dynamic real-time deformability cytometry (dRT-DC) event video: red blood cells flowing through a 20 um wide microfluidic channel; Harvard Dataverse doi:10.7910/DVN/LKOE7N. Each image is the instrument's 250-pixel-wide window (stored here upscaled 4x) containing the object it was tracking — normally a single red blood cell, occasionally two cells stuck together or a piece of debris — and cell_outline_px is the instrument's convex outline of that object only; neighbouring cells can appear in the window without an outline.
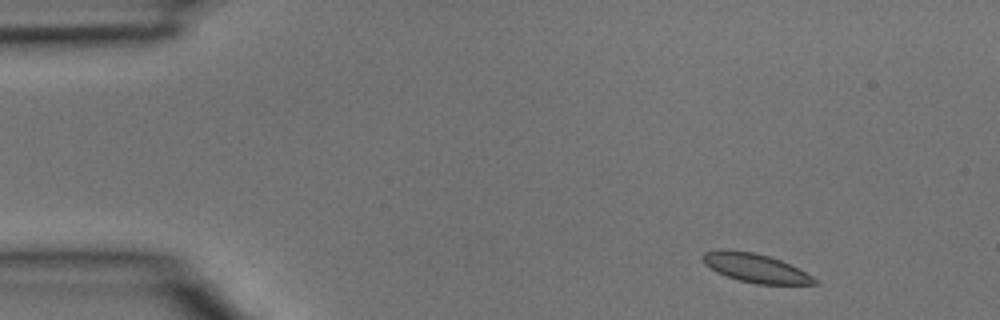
{"species": "common noctule bat (a hibernating species)", "species_latin": "Nyctalus noctula", "temperature_condition": "room temperature", "stored_images_in_passage": 4, "camera_frame_rate_fps": 3000, "um_per_image_px": 0.085, "animal": {"sex": "male", "body_mass_g": 15.6}, "frame": {"image": 1, "passage_image": 1, "time_ms": 0.0, "image_size_px": [1000, 320], "cell_outline_px": [[820, 284], [756, 284], [740, 280], [716, 272], [704, 264], [700, 260], [700, 256], [704, 252], [716, 248], [720, 248], [752, 252], [768, 256], [780, 260], [812, 276]], "centroid_in_image_um": [64.11, 22.75], "position_along_channel_um": 20.9, "area_um2": 18.73}}
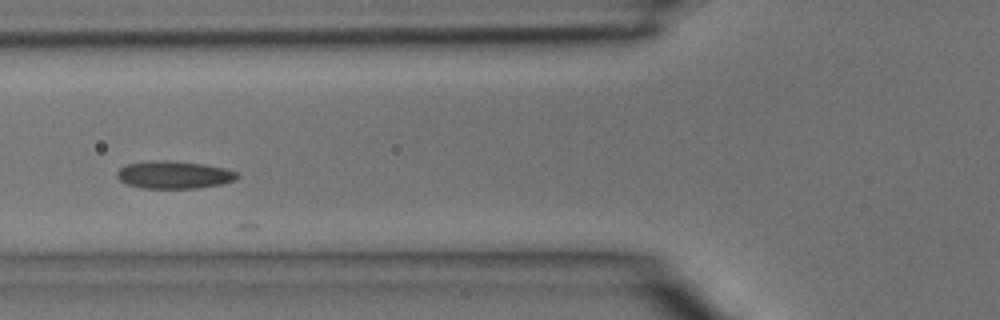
{"frame": {"image": 2, "passage_image": 4, "time_ms": 1.0, "image_size_px": [1000, 320], "cell_outline_px": [[240, 176], [236, 180], [220, 184], [196, 188], [144, 188], [124, 184], [116, 176], [116, 172], [124, 164], [148, 160], [172, 160], [204, 164], [224, 168], [236, 172]], "centroid_in_image_um": [14.74, 14.84], "position_along_channel_um": 111.1, "area_um2": 19.59}}